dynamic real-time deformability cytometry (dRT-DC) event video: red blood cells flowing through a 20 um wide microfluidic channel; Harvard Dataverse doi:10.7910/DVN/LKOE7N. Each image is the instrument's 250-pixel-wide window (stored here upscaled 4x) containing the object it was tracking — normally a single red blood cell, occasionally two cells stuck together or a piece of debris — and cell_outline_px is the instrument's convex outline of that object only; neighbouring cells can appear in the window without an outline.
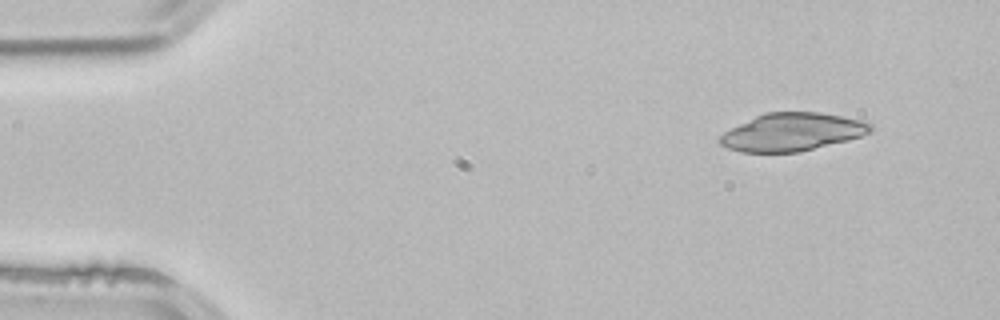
{"species": "common noctule bat (a hibernating species)", "species_latin": "Nyctalus noctula", "temperature_condition": "room temperature", "stored_images_in_passage": 47, "camera_frame_rate_fps": 3000, "um_per_image_px": 0.085, "animal": {"sex": "male", "body_mass_g": 21.5, "forearm_length_mm": 52.0}, "frame": {"image": 1, "passage_image": 1, "time_ms": 0.0, "image_size_px": [1000, 320], "cell_outline_px": [[872, 128], [868, 132], [860, 136], [848, 140], [800, 152], [740, 152], [728, 148], [720, 144], [716, 140], [724, 132], [764, 112], [820, 112], [860, 120], [872, 124]], "centroid_in_image_um": [67.3, 11.23], "position_along_channel_um": 17.7, "area_um2": 33.0}}